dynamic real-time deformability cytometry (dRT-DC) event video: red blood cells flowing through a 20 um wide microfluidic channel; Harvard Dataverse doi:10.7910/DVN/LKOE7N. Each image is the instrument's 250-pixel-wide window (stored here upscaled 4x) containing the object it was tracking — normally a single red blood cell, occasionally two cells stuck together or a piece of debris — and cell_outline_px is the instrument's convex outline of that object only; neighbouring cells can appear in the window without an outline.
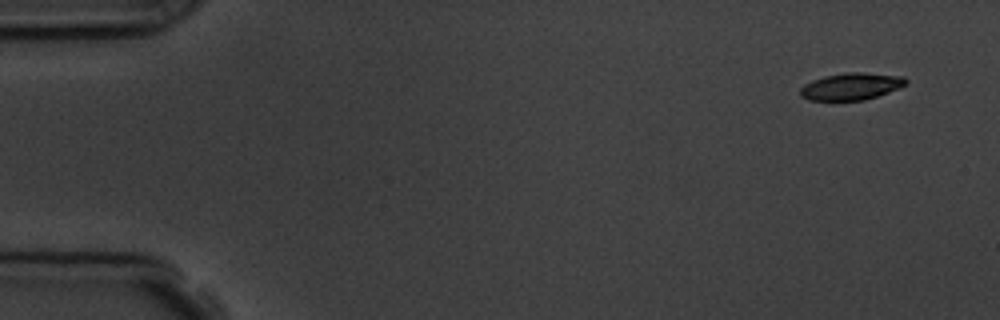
{"species": "common noctule bat (a hibernating species)", "species_latin": "Nyctalus noctula", "temperature_condition": "room temperature", "stored_images_in_passage": 16, "camera_frame_rate_fps": 3000, "um_per_image_px": 0.085, "animal": {"sex": "male", "body_mass_g": 19.5, "forearm_length_mm": 54.6}, "frame": {"image": 1, "passage_image": 1, "time_ms": 0.0, "image_size_px": [1000, 320], "cell_outline_px": [[908, 84], [900, 88], [864, 100], [808, 100], [800, 96], [800, 88], [804, 84], [812, 80], [824, 76], [848, 72], [860, 72], [904, 76], [908, 80]], "centroid_in_image_um": [72.36, 7.34], "position_along_channel_um": 12.6, "area_um2": 16.7}}
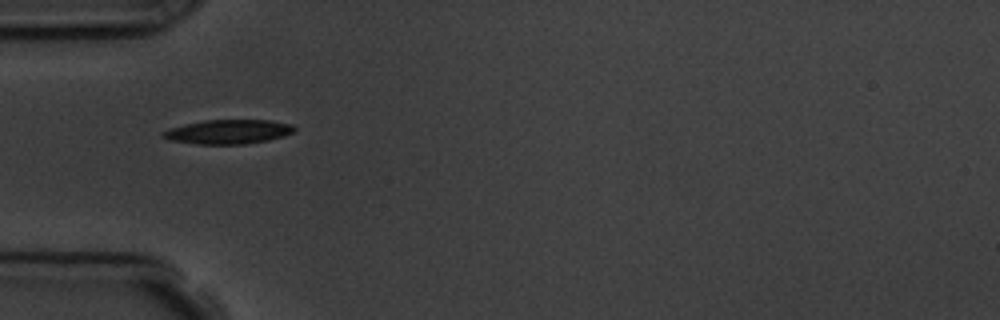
{"frame": {"image": 2, "passage_image": 5, "time_ms": 4.667, "image_size_px": [1000, 320], "cell_outline_px": [[296, 128], [292, 132], [284, 136], [268, 140], [244, 144], [196, 144], [172, 140], [160, 136], [160, 132], [168, 128], [184, 124], [204, 120], [268, 120], [292, 124]], "centroid_in_image_um": [19.36, 11.19], "position_along_channel_um": 65.6, "area_um2": 18.61}}
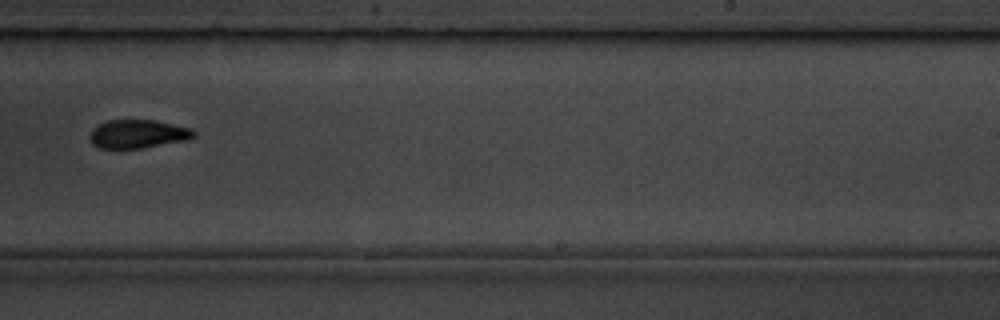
{"frame": {"image": 3, "passage_image": 10, "time_ms": 10.333, "image_size_px": [1000, 320], "cell_outline_px": [[196, 136], [188, 140], [140, 148], [100, 148], [92, 144], [88, 140], [88, 136], [92, 128], [96, 124], [108, 120], [156, 120], [192, 128], [196, 132]], "centroid_in_image_um": [11.7, 11.38], "position_along_channel_um": 277.3, "area_um2": 17.57}, "authors_computed_cell_mechanics": {"area_um2": 17.5423, "velocity_mm_per_s": 3.7426, "shape_relaxation_time_tau1_ms": 2.5736, "shape_relaxation_time_tau2_ms": null, "deformation_change_tau1": 0.1084, "deformation_change_tau2": null}}